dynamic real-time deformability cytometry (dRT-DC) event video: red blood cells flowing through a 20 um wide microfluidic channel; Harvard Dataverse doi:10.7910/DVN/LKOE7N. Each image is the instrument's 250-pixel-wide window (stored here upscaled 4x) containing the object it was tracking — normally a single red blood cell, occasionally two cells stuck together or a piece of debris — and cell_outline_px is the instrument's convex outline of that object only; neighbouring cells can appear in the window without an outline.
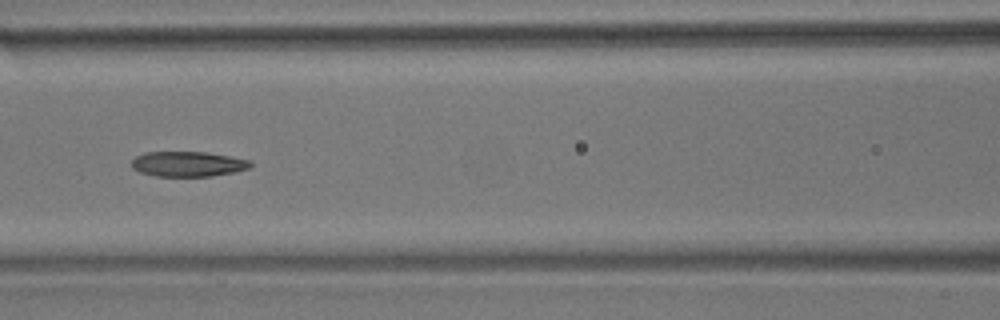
{"species": "common noctule bat (a hibernating species)", "species_latin": "Nyctalus noctula", "temperature_condition": "room temperature", "stored_images_in_passage": 16, "camera_frame_rate_fps": 3000, "um_per_image_px": 0.085, "animal": {"sex": "male", "body_mass_g": 17.9}, "frame": {"image": 1, "passage_image": 7, "time_ms": 2.0, "image_size_px": [1000, 320], "cell_outline_px": [[252, 168], [236, 172], [212, 176], [156, 176], [140, 172], [132, 168], [132, 160], [136, 156], [144, 152], [204, 152], [252, 160]], "centroid_in_image_um": [16.01, 13.94], "position_along_channel_um": 150.6, "area_um2": 17.51}}
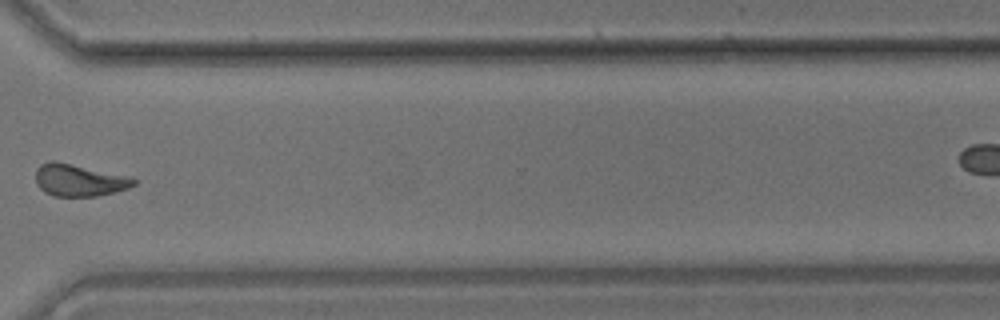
{"frame": {"image": 2, "passage_image": 12, "time_ms": 3.667, "image_size_px": [1000, 320], "cell_outline_px": [[136, 184], [128, 188], [96, 196], [52, 196], [44, 192], [36, 184], [36, 168], [40, 164], [48, 160], [52, 160], [124, 176], [136, 180]], "centroid_in_image_um": [6.63, 15.33], "position_along_channel_um": 364.0, "area_um2": 17.92}}